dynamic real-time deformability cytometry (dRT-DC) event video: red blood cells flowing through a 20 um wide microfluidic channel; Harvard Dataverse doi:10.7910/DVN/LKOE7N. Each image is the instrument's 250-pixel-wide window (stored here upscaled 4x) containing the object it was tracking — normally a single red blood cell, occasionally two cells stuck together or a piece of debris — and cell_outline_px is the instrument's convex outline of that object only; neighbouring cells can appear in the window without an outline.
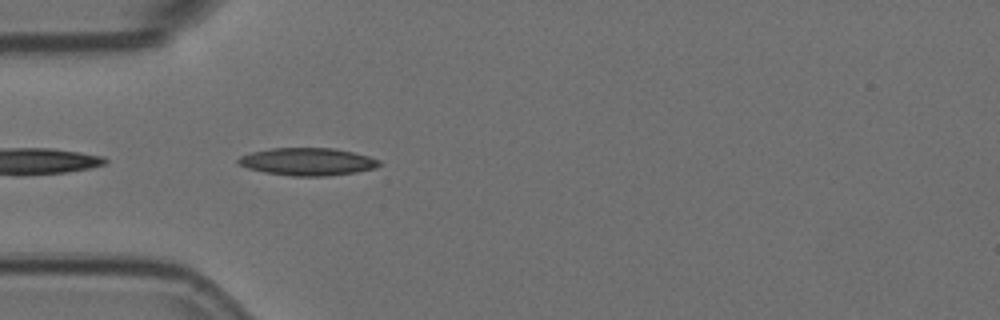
{"species": "Egyptian fruit bat (a non-hibernating species)", "species_latin": "Rousettus aegyptiacus", "temperature_condition": "room temperature", "stored_images_in_passage": 5, "camera_frame_rate_fps": 3000, "um_per_image_px": 0.085, "animal": {"sex": "female"}, "frame": {"image": 1, "passage_image": 5, "time_ms": 1.333, "image_size_px": [1000, 320], "cell_outline_px": [[384, 164], [376, 168], [356, 172], [328, 176], [292, 176], [264, 172], [248, 168], [240, 164], [236, 160], [240, 156], [252, 152], [272, 148], [336, 148], [368, 156], [380, 160]], "centroid_in_image_um": [26.19, 13.74], "position_along_channel_um": 58.8, "area_um2": 22.72}}